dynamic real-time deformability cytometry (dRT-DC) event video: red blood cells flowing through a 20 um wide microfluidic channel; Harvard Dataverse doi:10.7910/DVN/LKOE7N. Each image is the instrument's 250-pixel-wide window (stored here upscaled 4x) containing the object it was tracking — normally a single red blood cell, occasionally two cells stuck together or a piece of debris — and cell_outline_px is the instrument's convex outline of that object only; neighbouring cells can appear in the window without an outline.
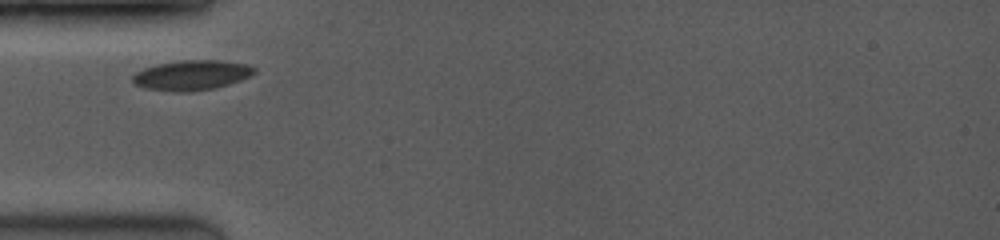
{"species": "common noctule bat (a hibernating species)", "species_latin": "Nyctalus noctula", "temperature_condition": "room temperature", "stored_images_in_passage": 6, "camera_frame_rate_fps": 3500, "um_per_image_px": 0.085, "animal": {"sex": "female", "body_mass_g": 19.0, "forearm_length_mm": 53.3}, "frame": {"image": 1, "passage_image": 1, "time_ms": 0.0, "image_size_px": [1000, 240], "cell_outline_px": [[256, 72], [240, 80], [216, 88], [188, 92], [176, 92], [144, 88], [136, 84], [132, 80], [132, 76], [136, 72], [144, 68], [156, 64], [180, 60], [220, 60], [244, 64], [256, 68]], "centroid_in_image_um": [16.26, 6.39], "position_along_channel_um": 68.7, "area_um2": 21.21}}
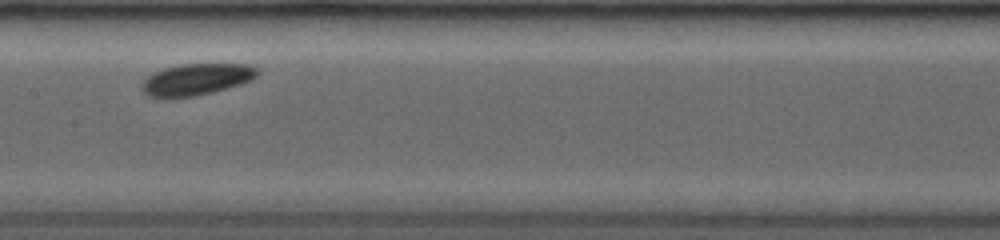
{"frame": {"image": 2, "passage_image": 4, "time_ms": 3.143, "image_size_px": [1000, 240], "cell_outline_px": [[260, 72], [256, 76], [240, 84], [212, 92], [196, 96], [148, 96], [140, 88], [140, 84], [152, 72], [164, 68], [180, 64], [252, 64], [260, 68]], "centroid_in_image_um": [16.71, 6.72], "position_along_channel_um": 190.7, "area_um2": 21.1}}
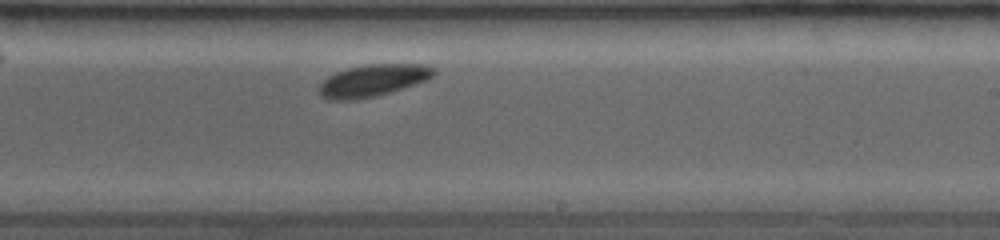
{"frame": {"image": 3, "passage_image": 6, "time_ms": 4.857, "image_size_px": [1000, 240], "cell_outline_px": [[436, 72], [428, 80], [416, 84], [376, 96], [352, 100], [328, 100], [320, 96], [316, 88], [328, 76], [336, 72], [348, 68], [368, 64], [424, 64], [436, 68]], "centroid_in_image_um": [31.68, 6.84], "position_along_channel_um": 257.3, "area_um2": 21.56}}